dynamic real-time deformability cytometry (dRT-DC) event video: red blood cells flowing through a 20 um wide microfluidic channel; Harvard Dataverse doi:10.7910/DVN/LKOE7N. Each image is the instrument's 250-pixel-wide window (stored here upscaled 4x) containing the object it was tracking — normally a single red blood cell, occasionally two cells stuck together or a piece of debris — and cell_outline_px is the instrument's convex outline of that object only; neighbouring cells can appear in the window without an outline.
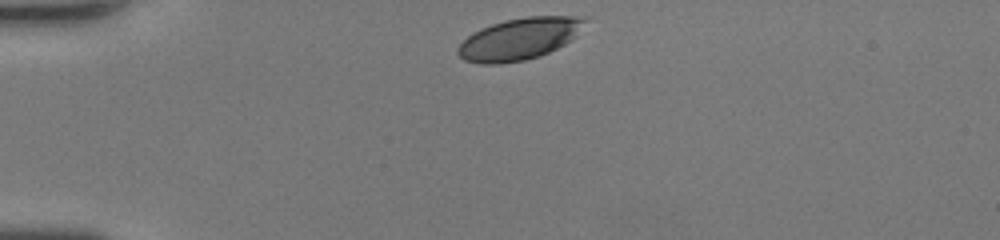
{"species": "human", "species_latin": "Homo sapiens", "temperature_condition": "room temperature", "stored_images_in_passage": 29, "camera_frame_rate_fps": 3000, "um_per_image_px": 0.085, "donor": {"sex": "female"}, "frame": {"image": 1, "passage_image": 1, "time_ms": 0.0, "image_size_px": [1000, 240], "cell_outline_px": [[588, 20], [572, 40], [540, 56], [524, 60], [500, 64], [480, 64], [464, 60], [456, 52], [460, 44], [472, 32], [480, 28], [504, 20], [528, 16], [588, 16]], "centroid_in_image_um": [44.15, 3.29], "position_along_channel_um": 40.8, "area_um2": 31.04}}
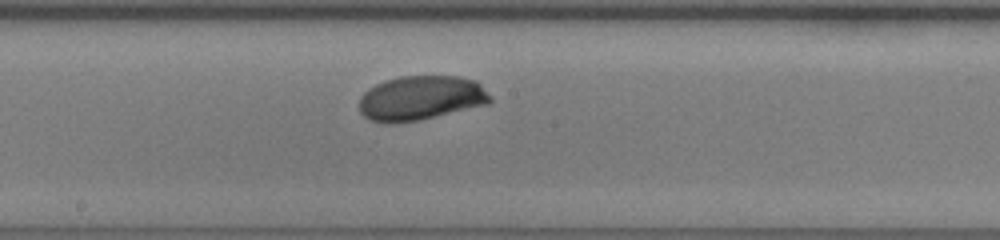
{"frame": {"image": 2, "passage_image": 16, "time_ms": 5.0, "image_size_px": [1000, 240], "cell_outline_px": [[492, 100], [488, 104], [420, 120], [396, 124], [384, 124], [372, 120], [364, 116], [360, 112], [360, 96], [368, 88], [376, 84], [400, 76], [460, 76], [476, 80], [492, 96]], "centroid_in_image_um": [35.78, 8.34], "position_along_channel_um": 212.4, "area_um2": 34.28}}
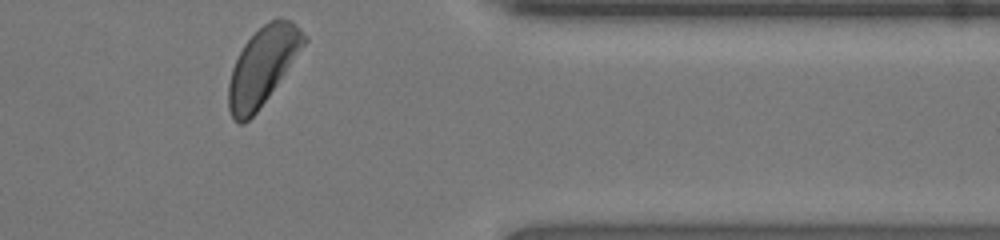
{"frame": {"image": 3, "passage_image": 29, "time_ms": 9.333, "image_size_px": [1000, 240], "cell_outline_px": [[308, 40], [268, 96], [256, 112], [244, 124], [240, 124], [232, 120], [228, 108], [228, 84], [232, 68], [244, 44], [268, 20], [280, 16], [292, 20], [308, 36]], "centroid_in_image_um": [22.32, 5.6], "position_along_channel_um": 389.1, "area_um2": 33.87}, "authors_computed_cell_mechanics": {"area_um2": 33.4662, "velocity_mm_per_s": 4.3626, "shape_relaxation_time_tau1_ms": 2.1026, "shape_relaxation_time_tau2_ms": null, "deformation_change_tau1": 0.1011, "deformation_change_tau2": null}}